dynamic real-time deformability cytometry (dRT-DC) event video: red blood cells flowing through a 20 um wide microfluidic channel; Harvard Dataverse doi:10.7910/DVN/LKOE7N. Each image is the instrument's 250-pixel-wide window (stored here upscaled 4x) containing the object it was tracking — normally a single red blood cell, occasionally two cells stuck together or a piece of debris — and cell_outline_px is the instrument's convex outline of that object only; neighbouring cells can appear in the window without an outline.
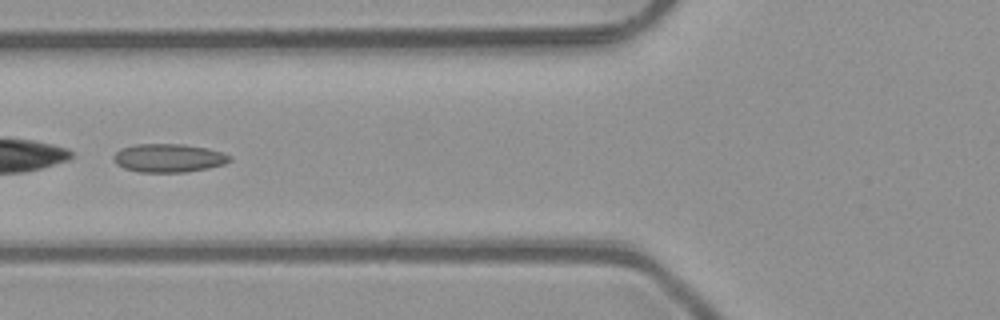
{"species": "common noctule bat (a hibernating species)", "species_latin": "Nyctalus noctula", "temperature_condition": "room temperature", "stored_images_in_passage": 37, "camera_frame_rate_fps": 3000, "um_per_image_px": 0.085, "animal": {"sex": "male", "body_mass_g": 23.1, "forearm_length_mm": 52.7}, "frame": {"image": 1, "passage_image": 10, "time_ms": 3.0, "image_size_px": [1000, 320], "cell_outline_px": [[232, 160], [224, 164], [208, 168], [184, 172], [136, 172], [124, 168], [116, 164], [112, 160], [112, 156], [120, 148], [136, 144], [184, 144], [208, 148], [232, 156]], "centroid_in_image_um": [14.3, 13.43], "position_along_channel_um": 111.5, "area_um2": 19.42}}
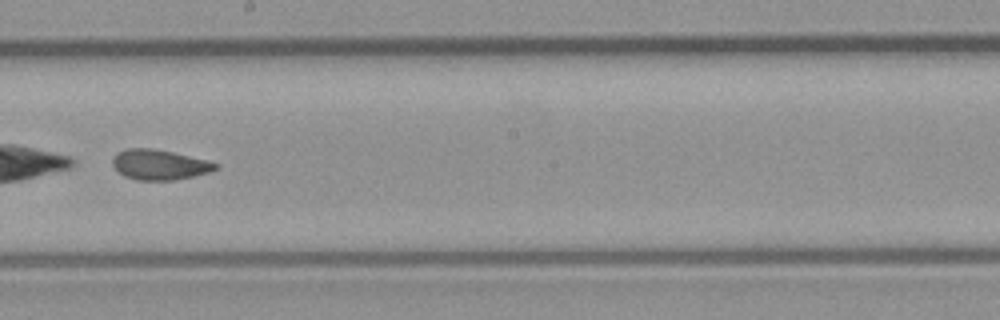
{"frame": {"image": 2, "passage_image": 19, "time_ms": 6.0, "image_size_px": [1000, 320], "cell_outline_px": [[220, 168], [208, 172], [192, 176], [172, 180], [136, 180], [124, 176], [112, 164], [112, 160], [120, 152], [128, 148], [152, 148], [172, 152], [208, 160], [220, 164]], "centroid_in_image_um": [13.59, 14.0], "position_along_channel_um": 234.6, "area_um2": 17.92}}
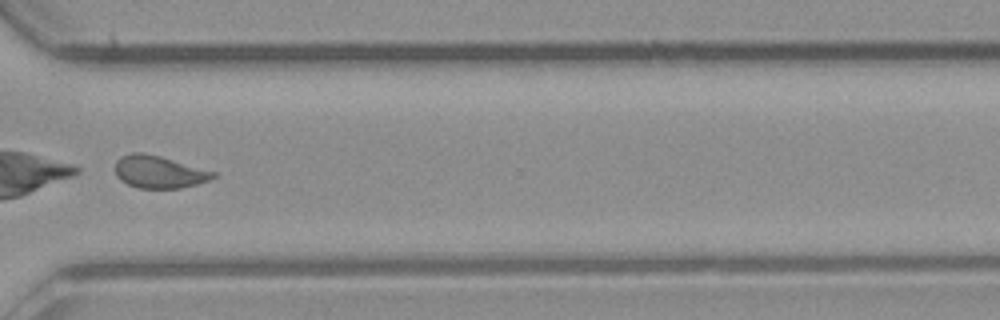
{"frame": {"image": 3, "passage_image": 28, "time_ms": 9.0, "image_size_px": [1000, 320], "cell_outline_px": [[216, 176], [208, 180], [196, 184], [180, 188], [140, 188], [128, 184], [120, 180], [116, 176], [116, 160], [120, 156], [132, 152], [140, 152], [160, 156], [216, 172]], "centroid_in_image_um": [13.49, 14.6], "position_along_channel_um": 357.1, "area_um2": 18.38}, "authors_computed_cell_mechanics": {"area_um2": 18.1492, "velocity_mm_per_s": 4.0823, "shape_relaxation_time_tau1_ms": null, "shape_relaxation_time_tau2_ms": 1.5077, "deformation_change_tau1": null, "deformation_change_tau2": 0.0719}}